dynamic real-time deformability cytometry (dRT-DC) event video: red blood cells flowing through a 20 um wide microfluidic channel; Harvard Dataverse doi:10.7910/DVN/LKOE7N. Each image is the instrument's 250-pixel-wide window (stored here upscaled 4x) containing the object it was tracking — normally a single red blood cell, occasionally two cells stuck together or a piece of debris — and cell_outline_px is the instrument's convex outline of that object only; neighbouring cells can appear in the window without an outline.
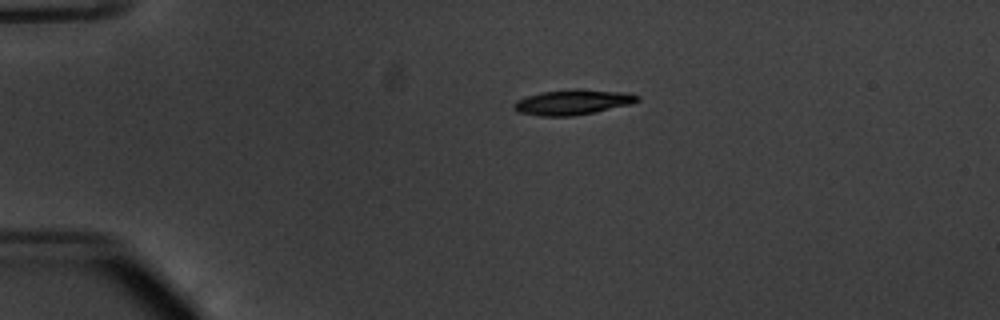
{"species": "common noctule bat (a hibernating species)", "species_latin": "Nyctalus noctula", "temperature_condition": "warm", "stored_images_in_passage": 43, "camera_frame_rate_fps": 3000, "um_per_image_px": 0.085, "animal": {"sex": "male", "body_mass_g": 20.1, "forearm_length_mm": 53.5}, "frame": {"image": 1, "passage_image": 1, "time_ms": 0.0, "image_size_px": [1000, 320], "cell_outline_px": [[640, 100], [632, 104], [572, 116], [540, 116], [516, 112], [512, 108], [512, 104], [516, 100], [540, 92], [572, 88], [580, 88], [628, 92], [640, 96]], "centroid_in_image_um": [48.67, 8.66], "position_along_channel_um": 36.3, "area_um2": 18.5}}
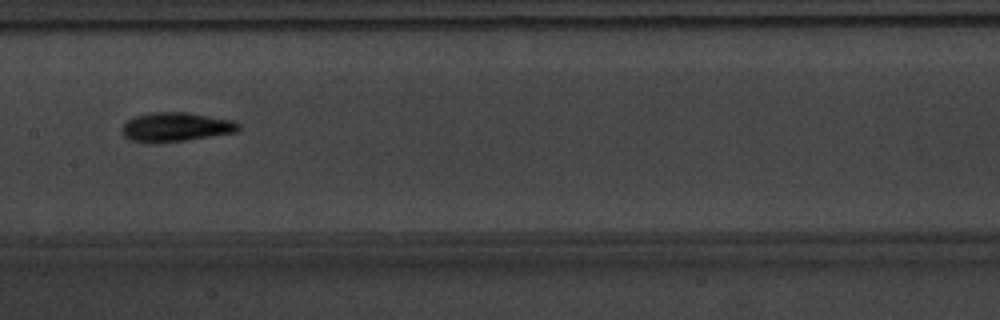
{"frame": {"image": 2, "passage_image": 17, "time_ms": 5.333, "image_size_px": [1000, 320], "cell_outline_px": [[240, 128], [236, 132], [184, 140], [128, 140], [120, 132], [120, 128], [128, 120], [136, 116], [152, 112], [184, 112], [236, 120], [240, 124]], "centroid_in_image_um": [14.98, 10.75], "position_along_channel_um": 192.4, "area_um2": 19.19}}
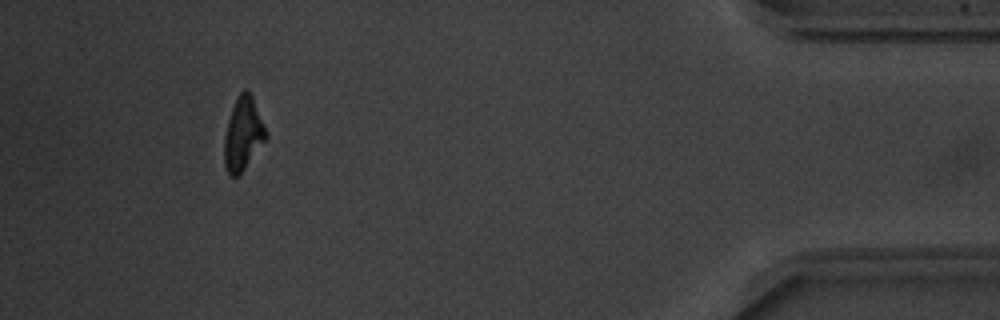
{"frame": {"image": 3, "passage_image": 39, "time_ms": 12.667, "image_size_px": [1000, 320], "cell_outline_px": [[268, 136], [244, 168], [236, 176], [228, 176], [224, 164], [224, 136], [228, 120], [232, 108], [240, 92], [244, 88], [248, 88], [252, 96]], "centroid_in_image_um": [20.63, 11.37], "position_along_channel_um": 414.6, "area_um2": 17.4}, "authors_computed_cell_mechanics": {"area_um2": 18.0914, "velocity_mm_per_s": 3.8001, "shape_relaxation_time_tau1_ms": 3.764, "shape_relaxation_time_tau2_ms": 8.0129, "deformation_change_tau1": 0.1584, "deformation_change_tau2": 0.1777}}